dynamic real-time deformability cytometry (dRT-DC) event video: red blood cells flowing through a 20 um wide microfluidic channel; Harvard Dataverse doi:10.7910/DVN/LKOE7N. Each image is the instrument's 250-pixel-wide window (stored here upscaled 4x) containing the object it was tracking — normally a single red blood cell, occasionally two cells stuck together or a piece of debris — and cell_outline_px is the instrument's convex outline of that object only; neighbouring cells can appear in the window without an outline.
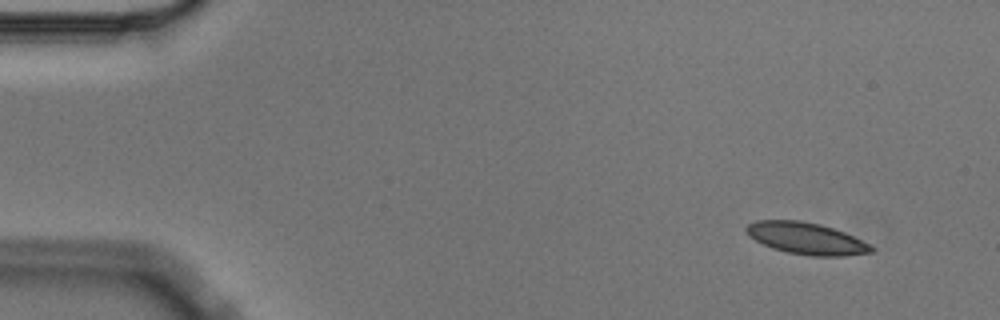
{"species": "Egyptian fruit bat (a non-hibernating species)", "species_latin": "Rousettus aegyptiacus", "temperature_condition": "cold", "stored_images_in_passage": 4, "camera_frame_rate_fps": 3000, "um_per_image_px": 0.085, "animal": {"sex": "male"}, "frame": {"image": 1, "passage_image": 1, "time_ms": 0.0, "image_size_px": [1000, 320], "cell_outline_px": [[876, 248], [872, 252], [844, 256], [812, 256], [788, 252], [772, 248], [748, 236], [744, 228], [748, 224], [756, 220], [800, 220], [820, 224], [844, 232]], "centroid_in_image_um": [68.5, 20.26], "position_along_channel_um": 16.5, "area_um2": 23.0}}
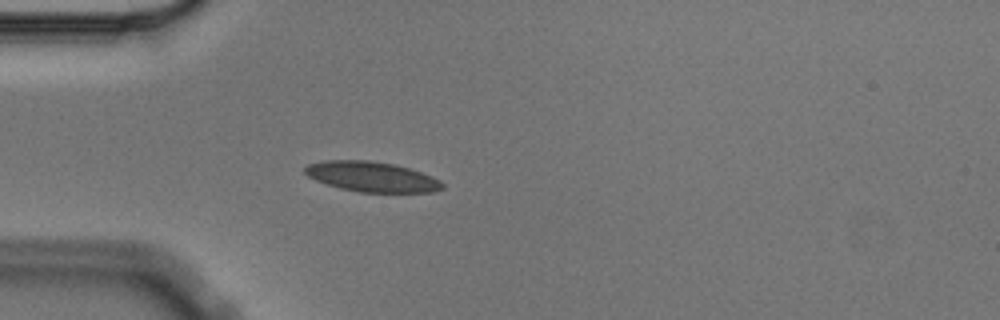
{"frame": {"image": 2, "passage_image": 4, "time_ms": 1.0, "image_size_px": [1000, 320], "cell_outline_px": [[444, 188], [432, 192], [360, 192], [340, 188], [316, 180], [308, 176], [304, 172], [304, 168], [308, 164], [324, 160], [368, 160], [392, 164], [408, 168], [432, 176], [440, 180], [444, 184]], "centroid_in_image_um": [31.6, 15.02], "position_along_channel_um": 53.4, "area_um2": 23.99}}